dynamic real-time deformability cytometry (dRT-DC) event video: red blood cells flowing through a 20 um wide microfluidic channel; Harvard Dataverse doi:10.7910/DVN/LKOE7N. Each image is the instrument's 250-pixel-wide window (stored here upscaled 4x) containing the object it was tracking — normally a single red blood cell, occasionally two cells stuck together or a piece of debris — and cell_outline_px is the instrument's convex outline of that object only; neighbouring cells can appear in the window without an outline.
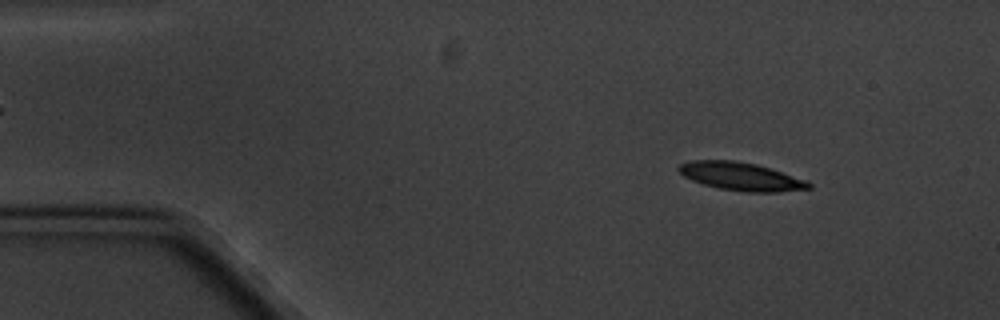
{"species": "common noctule bat (a hibernating species)", "species_latin": "Nyctalus noctula", "temperature_condition": "cold", "stored_images_in_passage": 3, "camera_frame_rate_fps": 3000, "um_per_image_px": 0.085, "animal": {"sex": "male", "body_mass_g": 20.1, "forearm_length_mm": 53.5}, "frame": {"image": 1, "passage_image": 1, "time_ms": 0.0, "image_size_px": [1000, 320], "cell_outline_px": [[812, 188], [780, 192], [744, 192], [720, 188], [704, 184], [692, 180], [684, 176], [676, 168], [680, 164], [692, 160], [732, 160], [756, 164], [808, 180], [812, 184]], "centroid_in_image_um": [63.01, 15.0], "position_along_channel_um": 22.0, "area_um2": 21.27}}
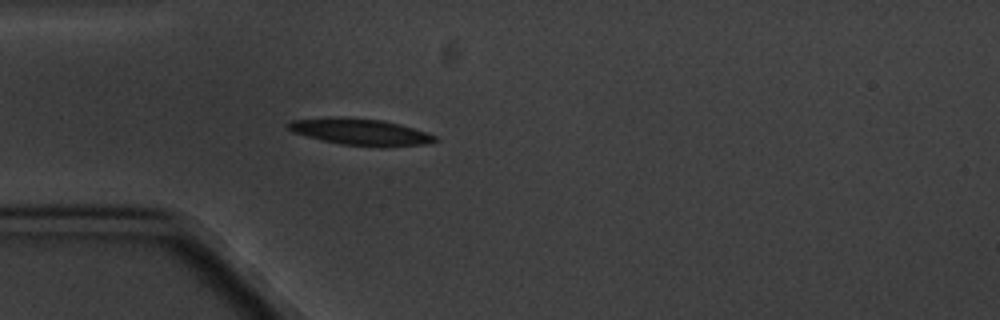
{"frame": {"image": 2, "passage_image": 3, "time_ms": 3.0, "image_size_px": [1000, 320], "cell_outline_px": [[440, 140], [424, 144], [340, 144], [320, 140], [292, 132], [288, 128], [288, 124], [292, 120], [384, 120], [412, 128], [436, 136]], "centroid_in_image_um": [30.64, 11.23], "position_along_channel_um": 54.4, "area_um2": 20.35}}